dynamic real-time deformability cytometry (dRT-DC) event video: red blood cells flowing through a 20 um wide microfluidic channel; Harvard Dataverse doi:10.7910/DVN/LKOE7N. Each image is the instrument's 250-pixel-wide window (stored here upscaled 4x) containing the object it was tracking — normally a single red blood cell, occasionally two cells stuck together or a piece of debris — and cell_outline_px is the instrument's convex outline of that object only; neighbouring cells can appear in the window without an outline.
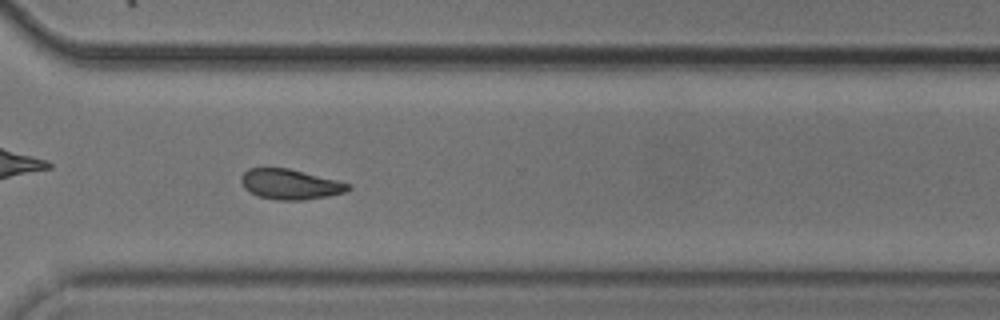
{"species": "common noctule bat (a hibernating species)", "species_latin": "Nyctalus noctula", "temperature_condition": "cold", "stored_images_in_passage": 53, "camera_frame_rate_fps": 3000, "um_per_image_px": 0.085, "animal": {"sex": "male", "body_mass_g": 20.5, "forearm_length_mm": 52.5}, "frame": {"image": 1, "passage_image": 38, "time_ms": 12.333, "image_size_px": [1000, 320], "cell_outline_px": [[352, 188], [344, 192], [328, 196], [304, 200], [276, 200], [260, 196], [244, 188], [240, 180], [240, 176], [248, 168], [288, 168], [352, 184]], "centroid_in_image_um": [24.67, 15.66], "position_along_channel_um": 345.9, "area_um2": 18.73}}
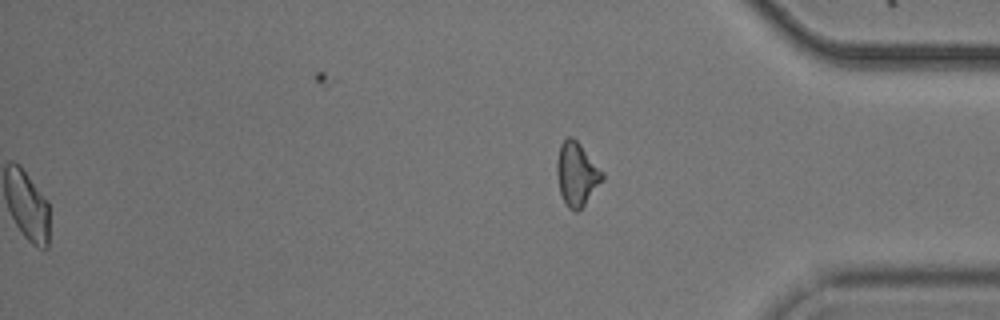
{"frame": {"image": 2, "passage_image": 53, "time_ms": 17.333, "image_size_px": [1000, 320], "cell_outline_px": [[604, 180], [584, 204], [576, 212], [568, 208], [560, 192], [556, 176], [556, 164], [560, 144], [568, 136], [572, 136], [580, 144], [604, 172]], "centroid_in_image_um": [49.02, 14.78], "position_along_channel_um": 386.2, "area_um2": 16.82}, "authors_computed_cell_mechanics": {"area_um2": 19.1896, "velocity_mm_per_s": 3.7699, "shape_relaxation_time_tau1_ms": null, "shape_relaxation_time_tau2_ms": 5.5962, "deformation_change_tau1": null, "deformation_change_tau2": 0.1102}}